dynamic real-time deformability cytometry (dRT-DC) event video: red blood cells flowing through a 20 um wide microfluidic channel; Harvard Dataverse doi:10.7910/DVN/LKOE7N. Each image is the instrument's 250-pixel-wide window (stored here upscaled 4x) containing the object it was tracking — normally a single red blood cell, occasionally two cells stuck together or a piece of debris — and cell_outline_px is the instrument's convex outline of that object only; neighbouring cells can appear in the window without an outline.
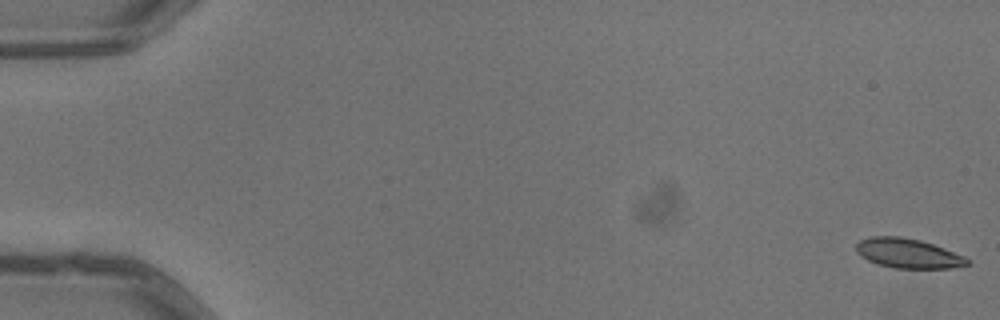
{"species": "common noctule bat (a hibernating species)", "species_latin": "Nyctalus noctula", "temperature_condition": "warm", "stored_images_in_passage": 6, "camera_frame_rate_fps": 3000, "um_per_image_px": 0.085, "animal": {"sex": "male", "body_mass_g": 13.3}, "frame": {"image": 1, "passage_image": 1, "time_ms": 0.0, "image_size_px": [1000, 320], "cell_outline_px": [[972, 264], [952, 268], [896, 268], [876, 264], [860, 256], [856, 252], [856, 244], [860, 240], [872, 236], [900, 236], [920, 240], [944, 248], [964, 256]], "centroid_in_image_um": [77.17, 21.53], "position_along_channel_um": 7.8, "area_um2": 19.19}}
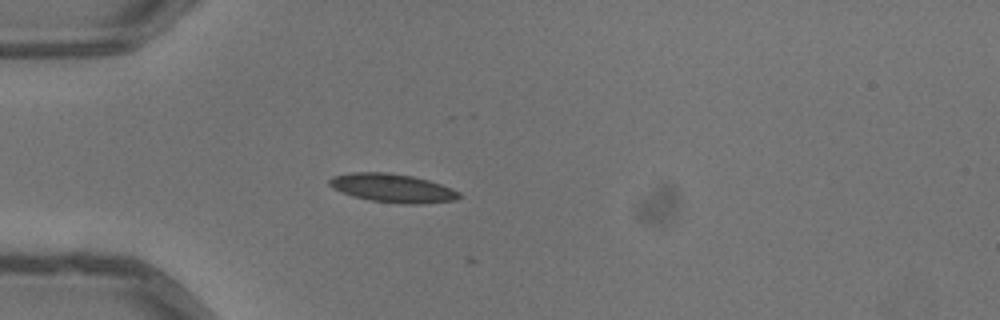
{"frame": {"image": 2, "passage_image": 5, "time_ms": 1.333, "image_size_px": [1000, 320], "cell_outline_px": [[460, 196], [452, 200], [420, 204], [404, 204], [372, 200], [352, 196], [332, 188], [328, 184], [328, 180], [332, 176], [352, 172], [384, 172], [412, 176], [428, 180], [452, 188], [460, 192]], "centroid_in_image_um": [33.32, 15.98], "position_along_channel_um": 51.7, "area_um2": 21.44}}